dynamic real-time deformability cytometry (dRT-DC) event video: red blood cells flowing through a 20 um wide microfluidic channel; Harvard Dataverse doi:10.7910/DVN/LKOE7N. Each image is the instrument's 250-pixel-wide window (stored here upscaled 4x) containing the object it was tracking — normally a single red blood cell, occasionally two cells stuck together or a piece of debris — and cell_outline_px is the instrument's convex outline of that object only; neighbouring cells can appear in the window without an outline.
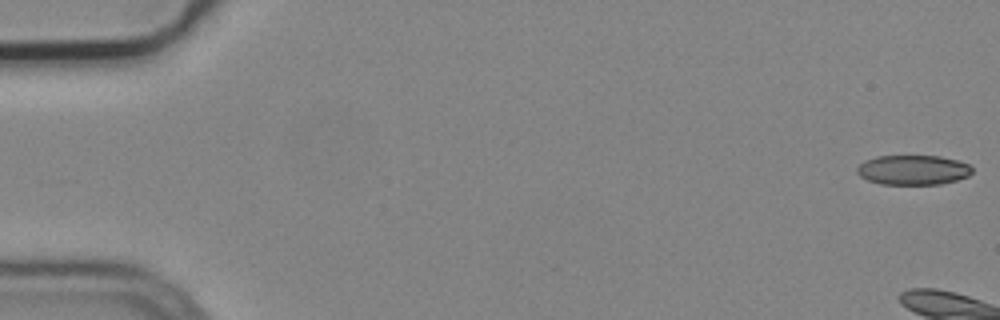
{"species": "common noctule bat (a hibernating species)", "species_latin": "Nyctalus noctula", "temperature_condition": "cold", "stored_images_in_passage": 6, "camera_frame_rate_fps": 3000, "um_per_image_px": 0.085, "animal": {"sex": "male", "body_mass_g": 19.2, "forearm_length_mm": 51.8}, "frame": {"image": 1, "passage_image": 1, "time_ms": 0.0, "image_size_px": [1000, 320], "cell_outline_px": [[972, 172], [968, 176], [956, 180], [940, 184], [880, 184], [868, 180], [860, 176], [856, 172], [856, 168], [864, 160], [876, 156], [940, 156], [956, 160], [968, 164], [972, 168]], "centroid_in_image_um": [77.58, 14.44], "position_along_channel_um": 7.4, "area_um2": 19.94}}